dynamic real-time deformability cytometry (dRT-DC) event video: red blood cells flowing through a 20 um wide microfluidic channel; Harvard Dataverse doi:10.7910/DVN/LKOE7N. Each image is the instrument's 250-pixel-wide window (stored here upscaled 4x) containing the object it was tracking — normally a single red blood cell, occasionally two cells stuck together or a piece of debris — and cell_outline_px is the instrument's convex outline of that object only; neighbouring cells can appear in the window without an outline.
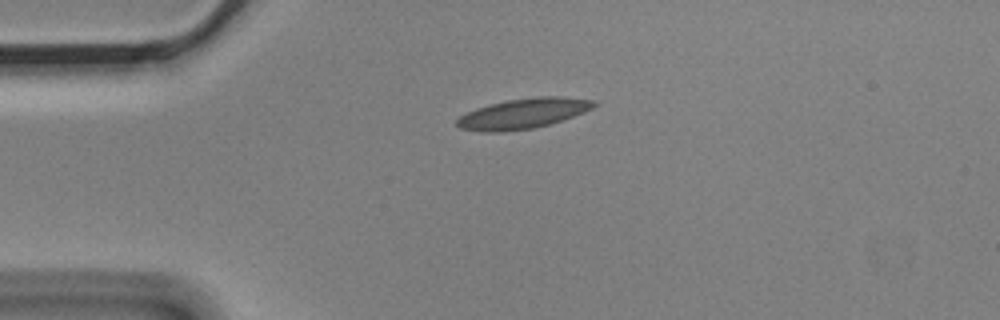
{"species": "Egyptian fruit bat (a non-hibernating species)", "species_latin": "Rousettus aegyptiacus", "temperature_condition": "cold", "stored_images_in_passage": 2, "camera_frame_rate_fps": 3000, "um_per_image_px": 0.085, "animal": {"sex": "male"}, "frame": {"image": 1, "passage_image": 1, "time_ms": 0.0, "image_size_px": [1000, 320], "cell_outline_px": [[596, 104], [592, 108], [584, 112], [548, 124], [532, 128], [500, 132], [484, 132], [460, 128], [456, 124], [456, 120], [460, 116], [476, 108], [488, 104], [508, 100], [536, 96], [560, 96], [592, 100]], "centroid_in_image_um": [44.43, 9.64], "position_along_channel_um": 40.6, "area_um2": 23.81}}